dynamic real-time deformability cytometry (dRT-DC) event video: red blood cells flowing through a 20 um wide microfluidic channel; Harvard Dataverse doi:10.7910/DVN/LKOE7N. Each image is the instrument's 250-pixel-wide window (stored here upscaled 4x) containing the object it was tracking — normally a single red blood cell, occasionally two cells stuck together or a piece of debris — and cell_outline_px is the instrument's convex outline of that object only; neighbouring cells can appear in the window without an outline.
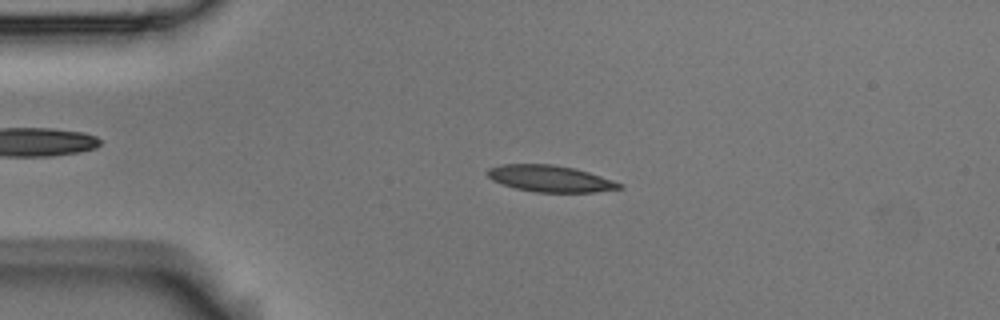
{"species": "Egyptian fruit bat (a non-hibernating species)", "species_latin": "Rousettus aegyptiacus", "temperature_condition": "room temperature", "stored_images_in_passage": 3, "camera_frame_rate_fps": 3000, "um_per_image_px": 0.085, "animal": {"sex": "male"}, "frame": {"image": 1, "passage_image": 2, "time_ms": 0.333, "image_size_px": [1000, 320], "cell_outline_px": [[624, 188], [596, 192], [536, 192], [516, 188], [492, 180], [484, 172], [488, 168], [500, 164], [552, 164], [576, 168], [624, 184]], "centroid_in_image_um": [46.77, 15.17], "position_along_channel_um": 38.2, "area_um2": 20.46}}